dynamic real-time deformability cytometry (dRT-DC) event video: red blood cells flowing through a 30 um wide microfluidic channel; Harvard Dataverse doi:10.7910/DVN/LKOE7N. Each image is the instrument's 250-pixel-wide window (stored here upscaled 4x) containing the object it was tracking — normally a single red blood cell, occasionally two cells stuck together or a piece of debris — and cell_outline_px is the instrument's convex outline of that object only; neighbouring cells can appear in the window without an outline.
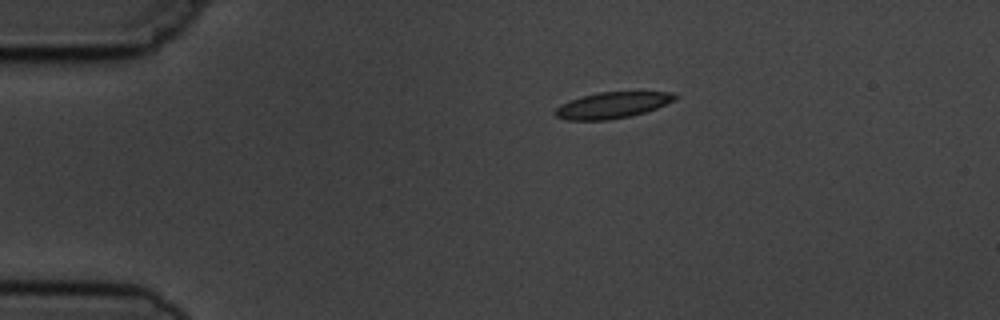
{"species": "common noctule bat (a hibernating species)", "species_latin": "Nyctalus noctula", "temperature_condition": "cold", "stored_images_in_passage": 6, "camera_frame_rate_fps": 3000, "um_per_image_px": 0.085, "animal": {"sex": "male", "body_mass_g": 19.5, "forearm_length_mm": 54.6}, "frame": {"image": 1, "passage_image": 1, "time_ms": 0.0, "image_size_px": [1000, 320], "cell_outline_px": [[680, 96], [676, 100], [656, 108], [644, 112], [628, 116], [608, 120], [568, 120], [556, 116], [552, 112], [560, 104], [584, 96], [600, 92], [672, 92]], "centroid_in_image_um": [52.06, 8.94], "position_along_channel_um": 32.9, "area_um2": 18.09}}
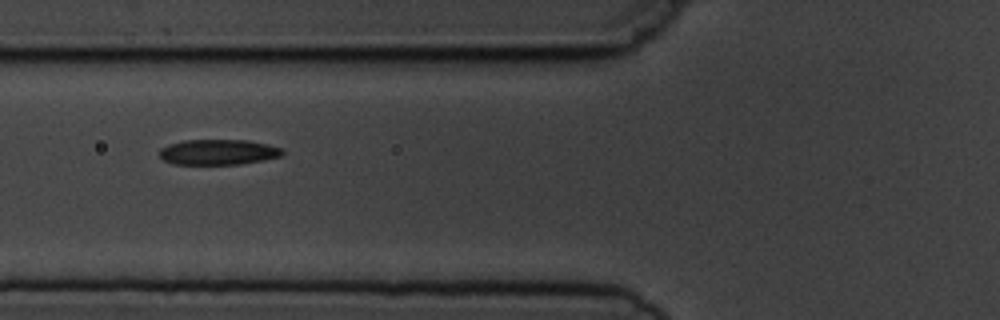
{"frame": {"image": 2, "passage_image": 4, "time_ms": 3.333, "image_size_px": [1000, 320], "cell_outline_px": [[284, 152], [280, 156], [264, 160], [240, 164], [172, 164], [164, 160], [160, 156], [160, 148], [168, 144], [184, 140], [248, 140], [268, 144], [284, 148]], "centroid_in_image_um": [18.57, 12.92], "position_along_channel_um": 107.2, "area_um2": 18.32}}
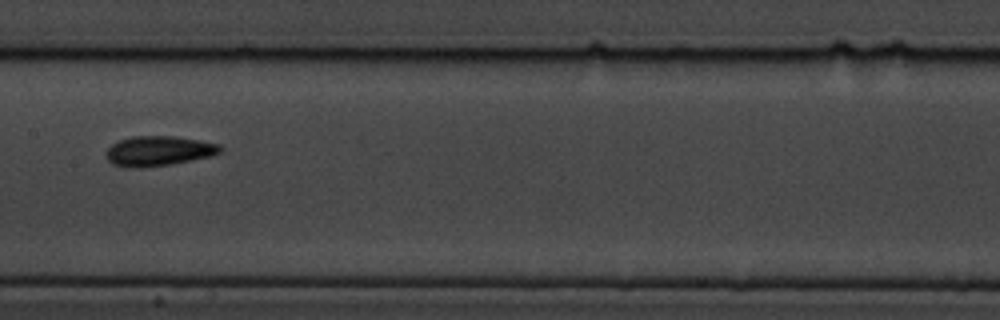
{"frame": {"image": 3, "passage_image": 6, "time_ms": 5.667, "image_size_px": [1000, 320], "cell_outline_px": [[224, 148], [220, 152], [212, 156], [192, 160], [168, 164], [140, 168], [128, 168], [112, 164], [108, 160], [104, 152], [112, 144], [120, 140], [132, 136], [176, 136], [200, 140], [220, 144]], "centroid_in_image_um": [13.48, 12.83], "position_along_channel_um": 193.9, "area_um2": 20.06}}